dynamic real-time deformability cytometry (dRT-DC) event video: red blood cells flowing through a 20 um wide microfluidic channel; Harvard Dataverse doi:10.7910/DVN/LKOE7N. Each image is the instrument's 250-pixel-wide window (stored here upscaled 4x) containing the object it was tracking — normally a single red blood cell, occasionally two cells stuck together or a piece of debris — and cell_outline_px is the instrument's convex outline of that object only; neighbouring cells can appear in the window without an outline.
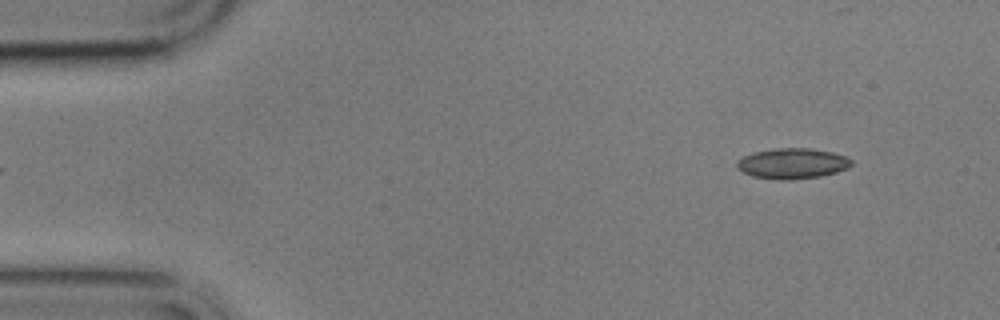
{"species": "common noctule bat (a hibernating species)", "species_latin": "Nyctalus noctula", "temperature_condition": "cold", "stored_images_in_passage": 6, "segment_of_instrument_passage": [2, 2], "camera_frame_rate_fps": 3000, "um_per_image_px": 0.085, "animal": {"sex": "male", "body_mass_g": 17.9}, "frame": {"image": 1, "passage_image": 6, "time_ms": 5.667, "image_size_px": [1000, 320], "cell_outline_px": [[852, 164], [848, 168], [836, 172], [820, 176], [788, 180], [776, 180], [752, 176], [744, 172], [736, 164], [736, 160], [752, 152], [776, 148], [808, 148], [832, 152], [844, 156], [852, 160]], "centroid_in_image_um": [67.34, 13.89], "position_along_channel_um": 17.7, "area_um2": 20.29}}